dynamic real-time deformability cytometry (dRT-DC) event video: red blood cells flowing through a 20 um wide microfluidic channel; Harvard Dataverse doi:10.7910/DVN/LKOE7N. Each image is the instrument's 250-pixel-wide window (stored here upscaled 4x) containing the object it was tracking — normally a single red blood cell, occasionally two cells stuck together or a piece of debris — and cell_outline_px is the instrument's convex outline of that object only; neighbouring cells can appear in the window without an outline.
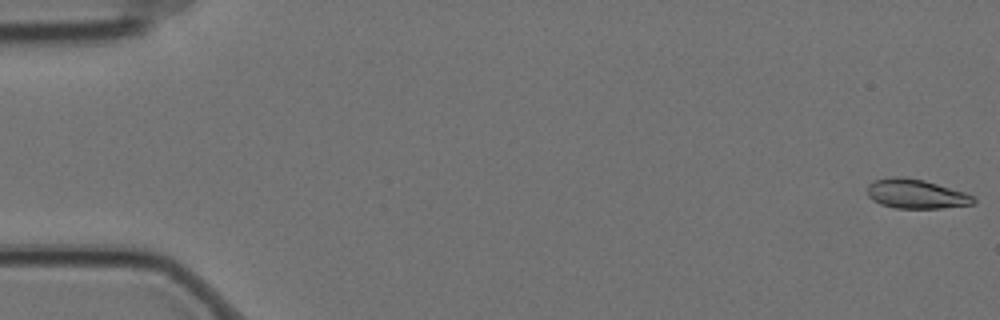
{"species": "Egyptian fruit bat (a non-hibernating species)", "species_latin": "Rousettus aegyptiacus", "temperature_condition": "cold", "stored_images_in_passage": 7, "camera_frame_rate_fps": 3000, "um_per_image_px": 0.085, "animal": {"sex": "female"}, "frame": {"image": 1, "passage_image": 1, "time_ms": 0.0, "image_size_px": [1000, 320], "cell_outline_px": [[976, 204], [940, 208], [896, 208], [880, 204], [872, 200], [868, 196], [868, 184], [872, 180], [892, 176], [900, 176], [924, 180], [964, 192], [972, 196], [976, 200]], "centroid_in_image_um": [77.83, 16.48], "position_along_channel_um": 7.2, "area_um2": 18.21}}
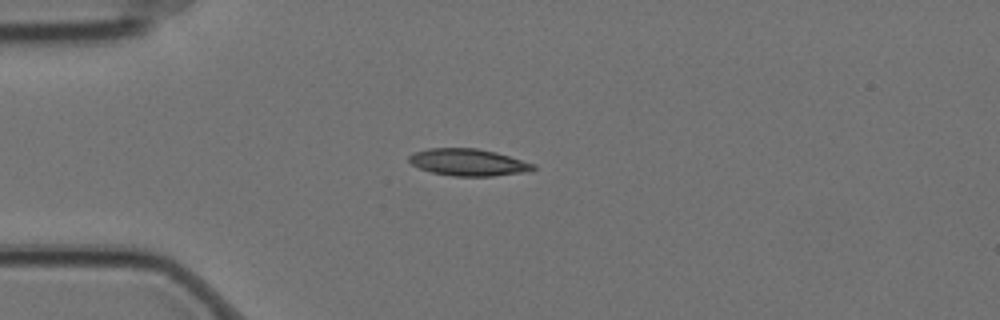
{"frame": {"image": 2, "passage_image": 5, "time_ms": 1.333, "image_size_px": [1000, 320], "cell_outline_px": [[536, 168], [524, 172], [492, 176], [452, 176], [432, 172], [420, 168], [412, 164], [408, 160], [408, 156], [416, 152], [428, 148], [476, 148], [496, 152], [536, 164]], "centroid_in_image_um": [39.81, 13.79], "position_along_channel_um": 45.2, "area_um2": 19.42}}
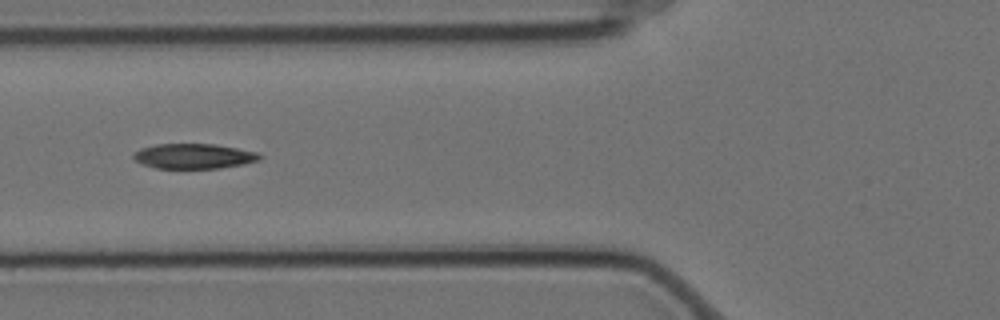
{"frame": {"image": 3, "passage_image": 7, "time_ms": 2.0, "image_size_px": [1000, 320], "cell_outline_px": [[264, 156], [260, 160], [244, 164], [220, 168], [156, 168], [144, 164], [136, 160], [132, 156], [140, 148], [156, 144], [216, 144], [256, 152]], "centroid_in_image_um": [16.51, 13.27], "position_along_channel_um": 109.3, "area_um2": 18.32}}